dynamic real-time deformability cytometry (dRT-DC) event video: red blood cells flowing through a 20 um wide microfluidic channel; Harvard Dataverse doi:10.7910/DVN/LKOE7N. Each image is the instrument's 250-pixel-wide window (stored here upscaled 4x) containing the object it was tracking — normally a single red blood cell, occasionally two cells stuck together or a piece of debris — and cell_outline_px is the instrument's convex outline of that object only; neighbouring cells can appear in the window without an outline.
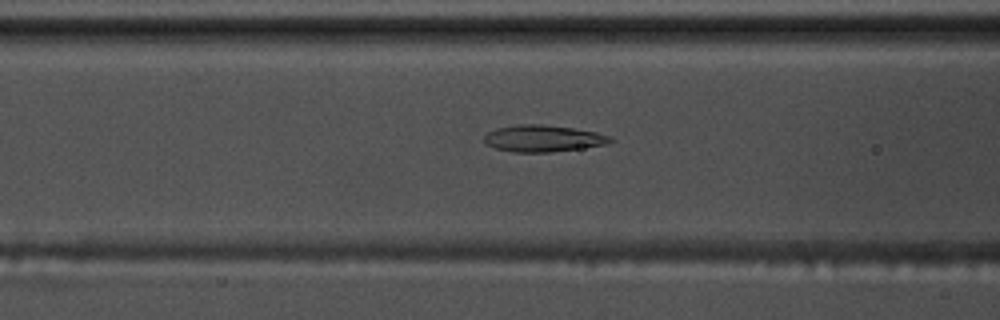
{"species": "common noctule bat (a hibernating species)", "species_latin": "Nyctalus noctula", "temperature_condition": "warm", "stored_images_in_passage": 56, "camera_frame_rate_fps": 3000, "um_per_image_px": 0.085, "animal": {"sex": "male", "body_mass_g": 17.5, "forearm_length_mm": 52.3}, "frame": {"image": 1, "passage_image": 22, "time_ms": 7.0, "image_size_px": [1000, 320], "cell_outline_px": [[612, 140], [608, 144], [552, 152], [512, 152], [496, 148], [488, 144], [484, 140], [484, 136], [488, 132], [496, 128], [516, 124], [544, 124], [572, 128], [596, 132], [608, 136]], "centroid_in_image_um": [46.13, 11.76], "position_along_channel_um": 120.5, "area_um2": 19.48}}
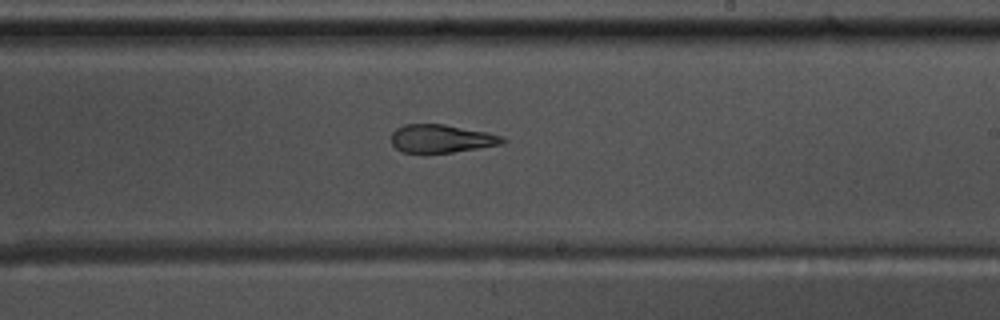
{"frame": {"image": 2, "passage_image": 33, "time_ms": 10.667, "image_size_px": [1000, 320], "cell_outline_px": [[508, 140], [504, 144], [452, 152], [400, 152], [392, 144], [392, 132], [396, 128], [404, 124], [444, 124], [488, 132], [504, 136]], "centroid_in_image_um": [37.56, 11.77], "position_along_channel_um": 251.4, "area_um2": 18.32}}
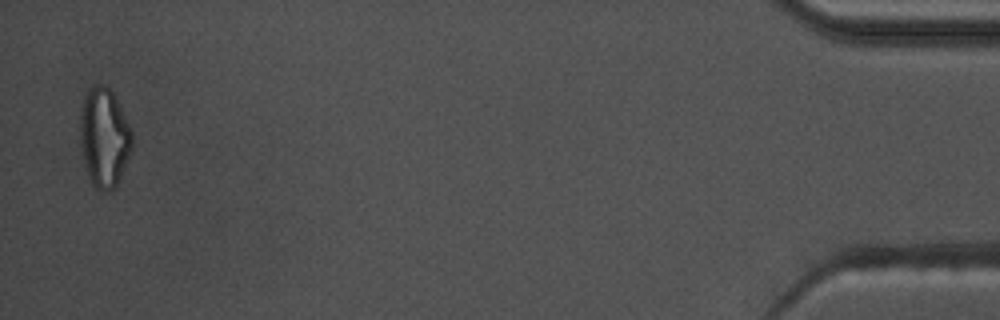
{"frame": {"image": 3, "passage_image": 55, "time_ms": 18.0, "image_size_px": [1000, 320], "cell_outline_px": [[132, 148], [120, 176], [116, 184], [112, 188], [104, 192], [96, 188], [92, 184], [84, 160], [80, 144], [80, 108], [84, 92], [88, 88], [96, 84], [104, 84], [112, 92], [132, 132]], "centroid_in_image_um": [8.82, 11.63], "position_along_channel_um": 426.4, "area_um2": 29.71}, "authors_computed_cell_mechanics": {"area_um2": 20.5768, "velocity_mm_per_s": 3.5879, "shape_relaxation_time_tau1_ms": null, "shape_relaxation_time_tau2_ms": 2.7794, "deformation_change_tau1": null, "deformation_change_tau2": 0.1251}}